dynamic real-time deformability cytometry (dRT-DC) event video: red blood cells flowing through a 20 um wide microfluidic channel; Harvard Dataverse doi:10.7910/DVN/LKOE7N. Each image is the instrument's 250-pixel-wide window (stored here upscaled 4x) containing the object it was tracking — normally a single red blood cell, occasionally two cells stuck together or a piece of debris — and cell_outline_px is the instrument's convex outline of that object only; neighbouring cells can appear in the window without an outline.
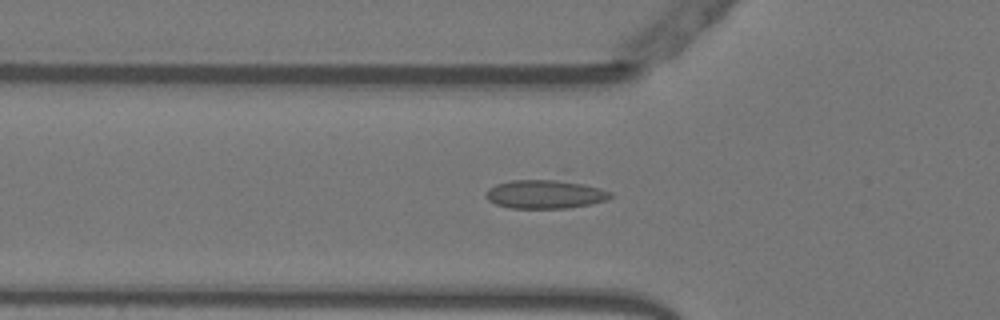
{"species": "Egyptian fruit bat (a non-hibernating species)", "species_latin": "Rousettus aegyptiacus", "temperature_condition": "warm", "stored_images_in_passage": 40, "camera_frame_rate_fps": 3000, "um_per_image_px": 0.085, "animal": {"sex": "female"}, "frame": {"image": 1, "passage_image": 5, "time_ms": 1.333, "image_size_px": [1000, 320], "cell_outline_px": [[612, 196], [604, 200], [592, 204], [568, 208], [508, 208], [496, 204], [488, 200], [484, 196], [484, 192], [488, 188], [496, 184], [512, 180], [564, 168], [568, 168], [612, 192]], "centroid_in_image_um": [46.57, 16.26], "position_along_channel_um": 79.2, "area_um2": 25.37}}
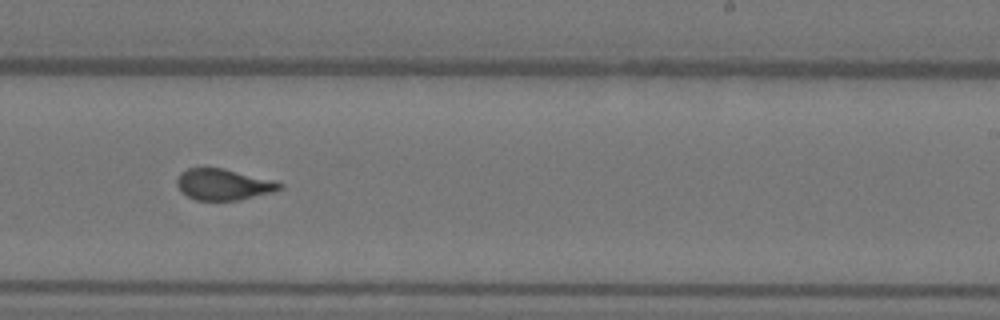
{"frame": {"image": 2, "passage_image": 20, "time_ms": 6.333, "image_size_px": [1000, 320], "cell_outline_px": [[284, 188], [272, 192], [240, 200], [196, 200], [180, 192], [176, 184], [176, 180], [180, 172], [188, 168], [224, 168], [272, 180], [284, 184]], "centroid_in_image_um": [18.97, 15.68], "position_along_channel_um": 270.0, "area_um2": 18.73}}
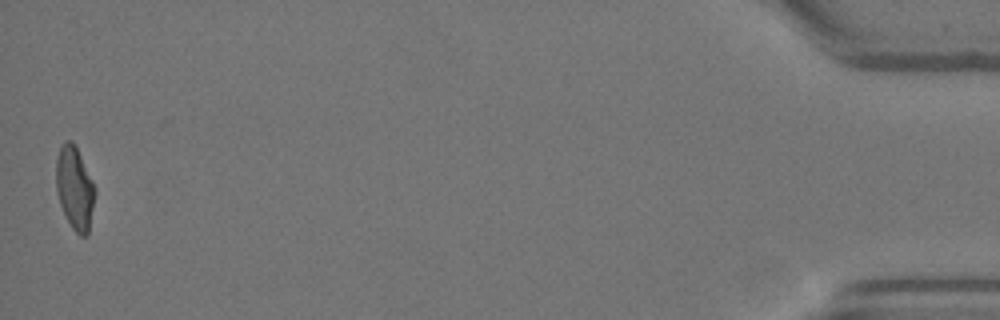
{"frame": {"image": 3, "passage_image": 40, "time_ms": 13.0, "image_size_px": [1000, 320], "cell_outline_px": [[96, 192], [88, 236], [80, 236], [72, 228], [60, 204], [56, 188], [56, 160], [60, 148], [64, 140], [72, 140], [76, 144], [96, 188]], "centroid_in_image_um": [6.37, 15.96], "position_along_channel_um": 428.8, "area_um2": 19.02}, "authors_computed_cell_mechanics": {"area_um2": 19.2474, "velocity_mm_per_s": 3.7999, "shape_relaxation_time_tau1_ms": null, "shape_relaxation_time_tau2_ms": 0.56, "deformation_change_tau1": null, "deformation_change_tau2": 0.0435}}